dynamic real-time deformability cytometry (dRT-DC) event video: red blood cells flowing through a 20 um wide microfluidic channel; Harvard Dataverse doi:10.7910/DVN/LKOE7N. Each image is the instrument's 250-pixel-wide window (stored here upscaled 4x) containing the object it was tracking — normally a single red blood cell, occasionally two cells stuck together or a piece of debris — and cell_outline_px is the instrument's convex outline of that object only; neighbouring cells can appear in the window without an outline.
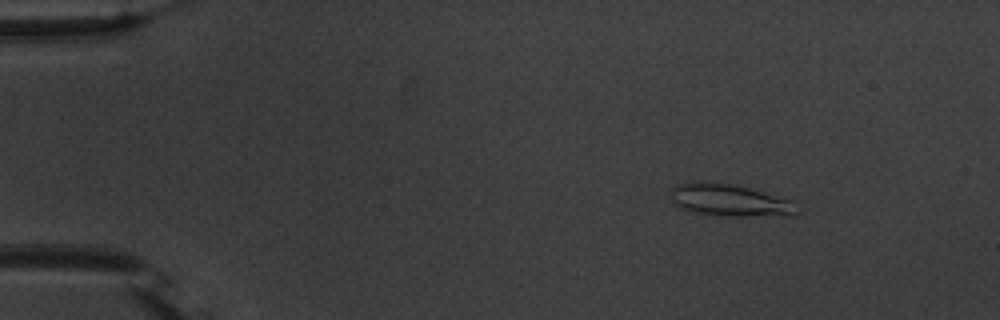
{"species": "common noctule bat (a hibernating species)", "species_latin": "Nyctalus noctula", "temperature_condition": "warm", "stored_images_in_passage": 50, "camera_frame_rate_fps": 3000, "um_per_image_px": 0.085, "animal": {"sex": "male", "body_mass_g": 20.1, "forearm_length_mm": 53.5}, "frame": {"image": 1, "passage_image": 3, "time_ms": 0.667, "image_size_px": [1000, 320], "cell_outline_px": [[804, 208], [800, 212], [792, 216], [720, 216], [692, 212], [680, 208], [672, 200], [668, 192], [676, 184], [732, 184], [796, 200]], "centroid_in_image_um": [62.2, 17.08], "position_along_channel_um": 22.8, "area_um2": 23.87}}
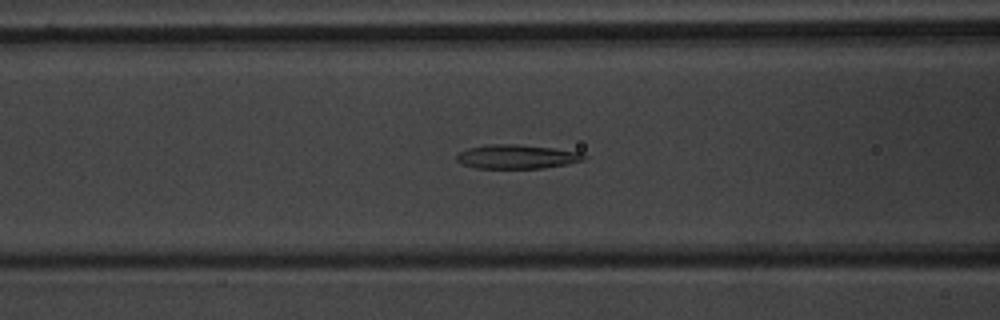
{"frame": {"image": 2, "passage_image": 18, "time_ms": 5.667, "image_size_px": [1000, 320], "cell_outline_px": [[588, 156], [584, 160], [568, 164], [544, 168], [476, 168], [460, 164], [456, 160], [456, 152], [468, 148], [488, 144], [516, 144], [552, 148], [580, 152]], "centroid_in_image_um": [43.89, 13.32], "position_along_channel_um": 122.7, "area_um2": 18.03}}
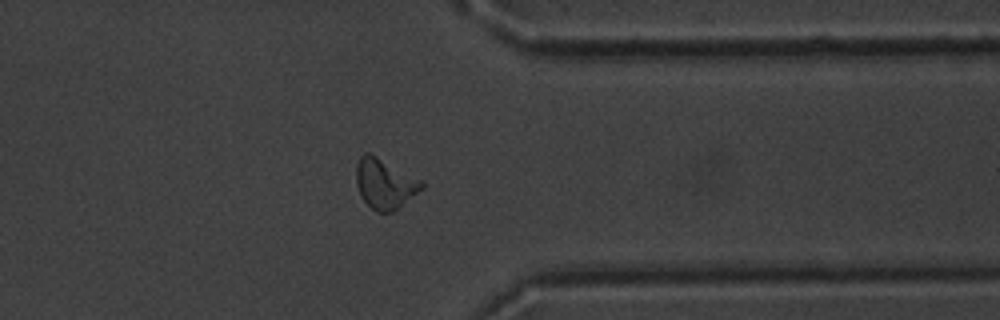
{"frame": {"image": 3, "passage_image": 39, "time_ms": 12.667, "image_size_px": [1000, 320], "cell_outline_px": [[424, 188], [392, 212], [376, 212], [360, 196], [356, 184], [356, 164], [360, 156], [364, 152], [368, 152], [376, 156], [420, 180], [424, 184]], "centroid_in_image_um": [32.67, 15.62], "position_along_channel_um": 378.7, "area_um2": 18.79}, "authors_computed_cell_mechanics": {"area_um2": 18.207, "velocity_mm_per_s": 3.7307, "shape_relaxation_time_tau1_ms": 4.9904, "shape_relaxation_time_tau2_ms": 2.6172, "deformation_change_tau1": 0.2086, "deformation_change_tau2": 0.1341}}